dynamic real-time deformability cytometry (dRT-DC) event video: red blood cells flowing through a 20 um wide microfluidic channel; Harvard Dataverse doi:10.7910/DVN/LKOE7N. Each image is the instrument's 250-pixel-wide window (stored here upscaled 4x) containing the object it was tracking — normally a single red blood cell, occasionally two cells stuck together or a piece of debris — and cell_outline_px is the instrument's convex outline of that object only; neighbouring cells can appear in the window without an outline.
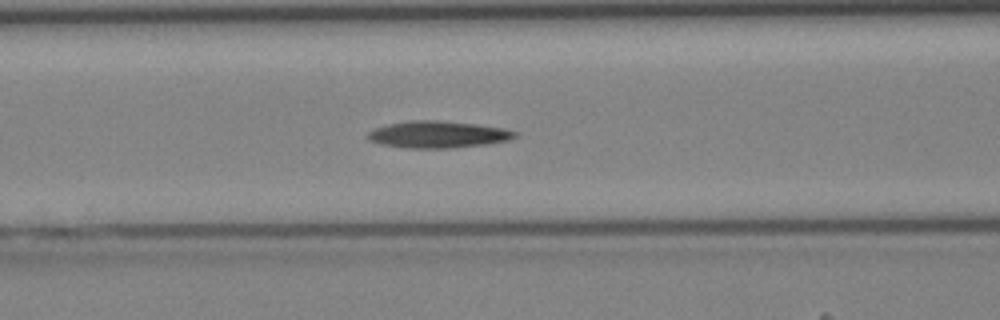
{"species": "Egyptian fruit bat (a non-hibernating species)", "species_latin": "Rousettus aegyptiacus", "temperature_condition": "cold", "stored_images_in_passage": 31, "camera_frame_rate_fps": 3000, "um_per_image_px": 0.085, "animal": {"sex": "female"}, "frame": {"image": 1, "passage_image": 5, "time_ms": 1.333, "image_size_px": [1000, 320], "cell_outline_px": [[520, 132], [516, 136], [508, 140], [488, 144], [452, 148], [408, 148], [384, 144], [368, 140], [368, 132], [376, 128], [388, 124], [408, 120], [440, 120], [476, 124], [504, 128]], "centroid_in_image_um": [37.27, 11.42], "position_along_channel_um": 129.3, "area_um2": 23.06}}
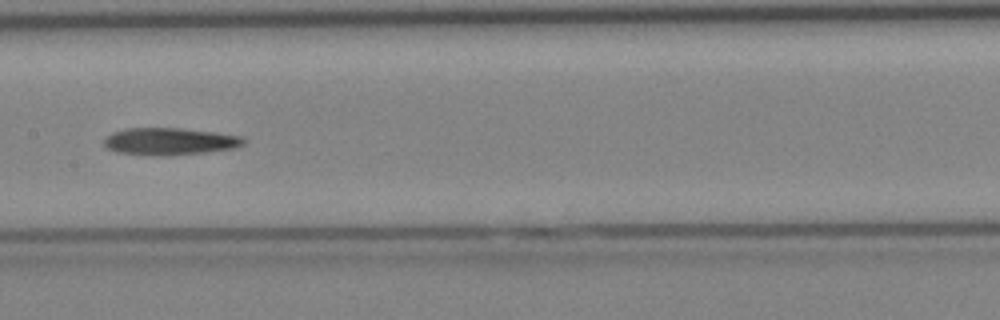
{"frame": {"image": 2, "passage_image": 9, "time_ms": 2.667, "image_size_px": [1000, 320], "cell_outline_px": [[244, 144], [232, 148], [168, 156], [152, 156], [116, 152], [108, 148], [104, 144], [104, 140], [112, 132], [124, 128], [180, 128], [216, 132], [244, 136]], "centroid_in_image_um": [14.39, 12.01], "position_along_channel_um": 193.0, "area_um2": 22.08}}
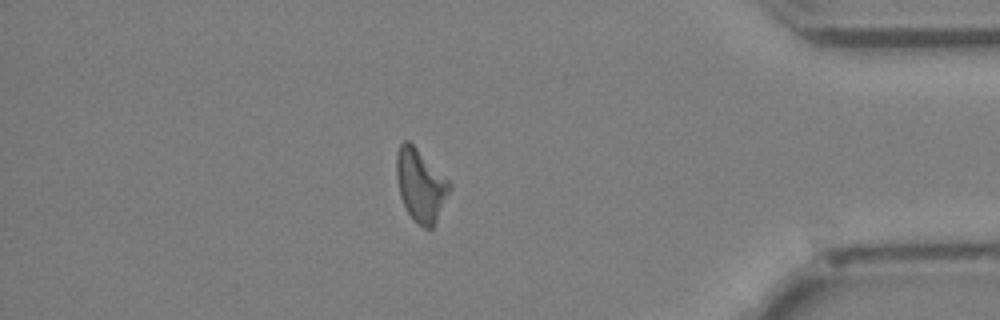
{"frame": {"image": 3, "passage_image": 24, "time_ms": 7.667, "image_size_px": [1000, 320], "cell_outline_px": [[452, 188], [432, 228], [424, 228], [412, 220], [400, 196], [396, 176], [396, 152], [400, 144], [404, 140], [408, 140], [452, 184]], "centroid_in_image_um": [35.73, 15.75], "position_along_channel_um": 399.5, "area_um2": 22.14}}